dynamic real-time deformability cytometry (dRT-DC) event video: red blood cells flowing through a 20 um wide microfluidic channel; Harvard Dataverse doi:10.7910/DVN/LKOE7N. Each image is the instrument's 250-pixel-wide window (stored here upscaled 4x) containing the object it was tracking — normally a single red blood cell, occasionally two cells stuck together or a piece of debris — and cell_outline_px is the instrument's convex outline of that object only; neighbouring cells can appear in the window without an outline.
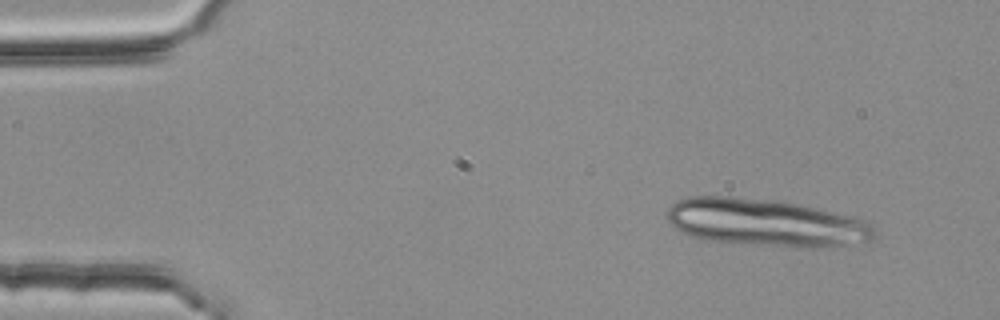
{"species": "common noctule bat (a hibernating species)", "species_latin": "Nyctalus noctula", "temperature_condition": "room temperature", "stored_images_in_passage": 3, "camera_frame_rate_fps": 3000, "um_per_image_px": 0.085, "animal": {"sex": "female", "body_mass_g": 25.1}, "frame": {"image": 1, "passage_image": 1, "time_ms": 0.0, "image_size_px": [1000, 320], "cell_outline_px": [[880, 232], [872, 240], [844, 244], [768, 244], [712, 240], [692, 236], [676, 228], [664, 216], [664, 212], [676, 200], [688, 196], [732, 196], [796, 204], [864, 220], [872, 224]], "centroid_in_image_um": [64.99, 18.87], "position_along_channel_um": 20.0, "area_um2": 54.97}}